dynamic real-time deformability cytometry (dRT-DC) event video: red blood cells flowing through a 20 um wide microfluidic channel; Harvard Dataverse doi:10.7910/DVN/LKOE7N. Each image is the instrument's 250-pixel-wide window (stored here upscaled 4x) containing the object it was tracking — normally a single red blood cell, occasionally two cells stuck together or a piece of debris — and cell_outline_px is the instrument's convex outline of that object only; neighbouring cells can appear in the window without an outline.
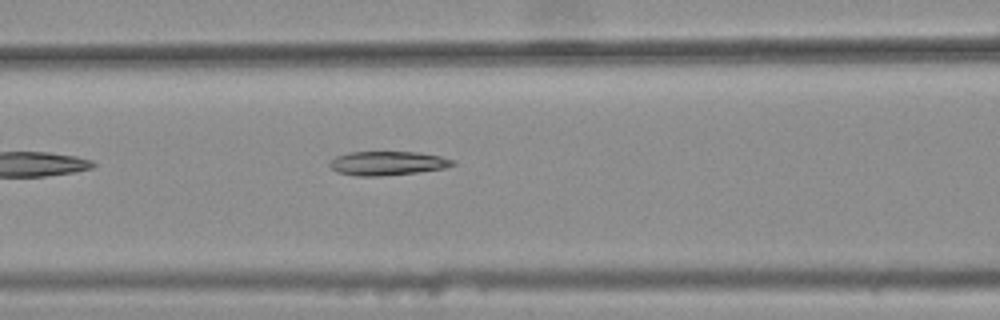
{"species": "common noctule bat (a hibernating species)", "species_latin": "Nyctalus noctula", "temperature_condition": "warm", "stored_images_in_passage": 7, "camera_frame_rate_fps": 3000, "um_per_image_px": 0.085, "animal": {"sex": "female", "body_mass_g": 25.1}, "frame": {"image": 1, "passage_image": 7, "time_ms": 2.0, "image_size_px": [1000, 320], "cell_outline_px": [[456, 164], [444, 168], [416, 172], [380, 176], [356, 176], [336, 172], [328, 164], [336, 156], [348, 152], [420, 152], [440, 156], [456, 160]], "centroid_in_image_um": [32.94, 13.87], "position_along_channel_um": 133.7, "area_um2": 17.22}}